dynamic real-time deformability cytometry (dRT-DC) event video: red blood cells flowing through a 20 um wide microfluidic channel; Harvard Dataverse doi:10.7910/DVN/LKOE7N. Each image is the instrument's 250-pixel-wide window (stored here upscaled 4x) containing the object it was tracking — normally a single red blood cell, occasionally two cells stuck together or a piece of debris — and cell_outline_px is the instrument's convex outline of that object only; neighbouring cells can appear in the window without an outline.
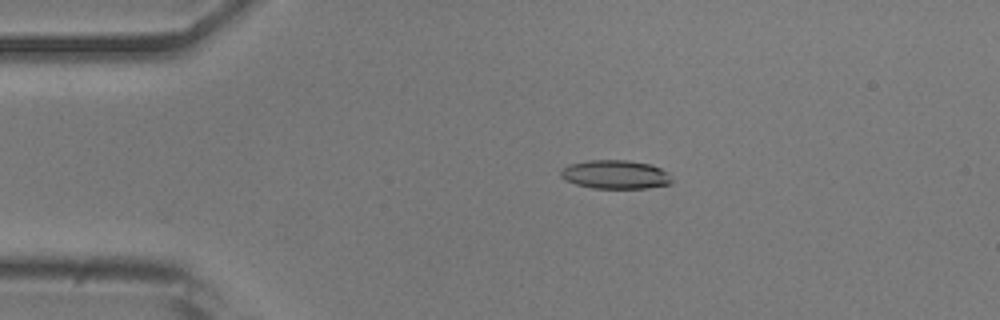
{"species": "common noctule bat (a hibernating species)", "species_latin": "Nyctalus noctula", "temperature_condition": "room temperature", "stored_images_in_passage": 46, "camera_frame_rate_fps": 3000, "um_per_image_px": 0.085, "animal": {"sex": "male", "body_mass_g": 20.5, "forearm_length_mm": 52.5}, "frame": {"image": 1, "passage_image": 4, "time_ms": 1.0, "image_size_px": [1000, 320], "cell_outline_px": [[672, 180], [668, 184], [648, 188], [592, 188], [576, 184], [564, 180], [560, 176], [560, 172], [568, 164], [588, 160], [628, 160], [648, 164], [660, 168], [668, 172]], "centroid_in_image_um": [52.27, 14.83], "position_along_channel_um": 32.7, "area_um2": 18.55}}
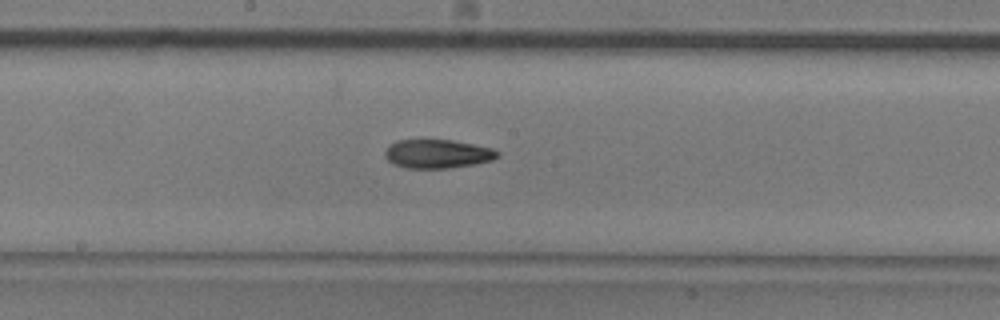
{"frame": {"image": 2, "passage_image": 21, "time_ms": 6.667, "image_size_px": [1000, 320], "cell_outline_px": [[500, 156], [492, 160], [476, 164], [448, 168], [404, 168], [388, 160], [384, 156], [384, 152], [396, 140], [452, 140], [492, 148], [500, 152]], "centroid_in_image_um": [37.22, 13.08], "position_along_channel_um": 211.0, "area_um2": 18.79}}
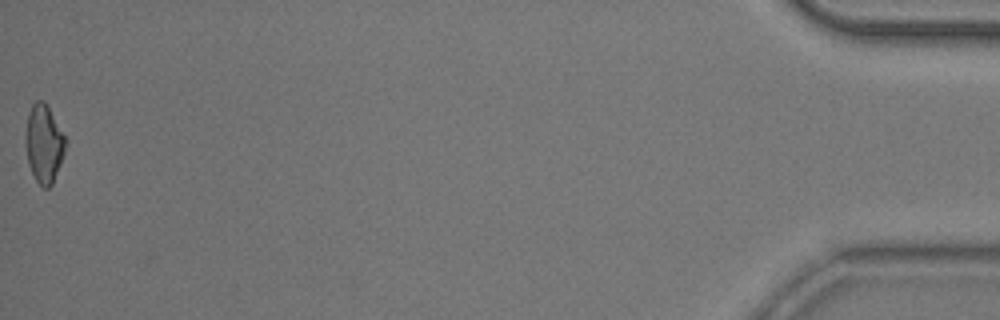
{"frame": {"image": 3, "passage_image": 46, "time_ms": 15.0, "image_size_px": [1000, 320], "cell_outline_px": [[68, 140], [60, 164], [52, 184], [48, 188], [44, 188], [36, 180], [28, 164], [24, 144], [24, 136], [28, 112], [32, 104], [36, 100], [44, 100]], "centroid_in_image_um": [3.71, 12.18], "position_along_channel_um": 431.5, "area_um2": 18.44}, "authors_computed_cell_mechanics": {"area_um2": 18.6405, "velocity_mm_per_s": 3.8574, "shape_relaxation_time_tau1_ms": 11.1514, "shape_relaxation_time_tau2_ms": 3.9618, "deformation_change_tau1": 0.2592, "deformation_change_tau2": 0.1252}}